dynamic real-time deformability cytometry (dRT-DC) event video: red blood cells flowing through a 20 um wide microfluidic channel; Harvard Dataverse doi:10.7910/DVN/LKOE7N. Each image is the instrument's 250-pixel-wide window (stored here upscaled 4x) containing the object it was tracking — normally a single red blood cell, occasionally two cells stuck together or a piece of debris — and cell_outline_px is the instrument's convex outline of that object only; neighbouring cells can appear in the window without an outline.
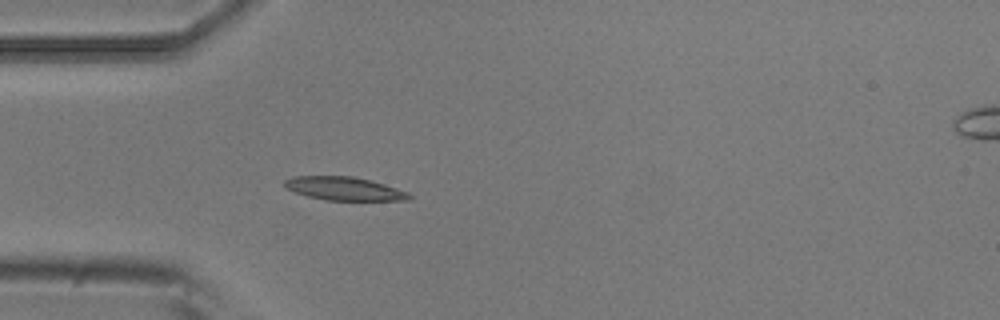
{"species": "common noctule bat (a hibernating species)", "species_latin": "Nyctalus noctula", "temperature_condition": "room temperature", "stored_images_in_passage": 4, "camera_frame_rate_fps": 3000, "um_per_image_px": 0.085, "animal": {"sex": "male", "body_mass_g": 20.5, "forearm_length_mm": 52.5}, "frame": {"image": 1, "passage_image": 4, "time_ms": 1.0, "image_size_px": [1000, 320], "cell_outline_px": [[412, 200], [324, 200], [292, 192], [284, 188], [284, 180], [292, 176], [352, 176], [384, 184], [408, 192], [412, 196]], "centroid_in_image_um": [29.21, 16.03], "position_along_channel_um": 55.8, "area_um2": 17.05}}